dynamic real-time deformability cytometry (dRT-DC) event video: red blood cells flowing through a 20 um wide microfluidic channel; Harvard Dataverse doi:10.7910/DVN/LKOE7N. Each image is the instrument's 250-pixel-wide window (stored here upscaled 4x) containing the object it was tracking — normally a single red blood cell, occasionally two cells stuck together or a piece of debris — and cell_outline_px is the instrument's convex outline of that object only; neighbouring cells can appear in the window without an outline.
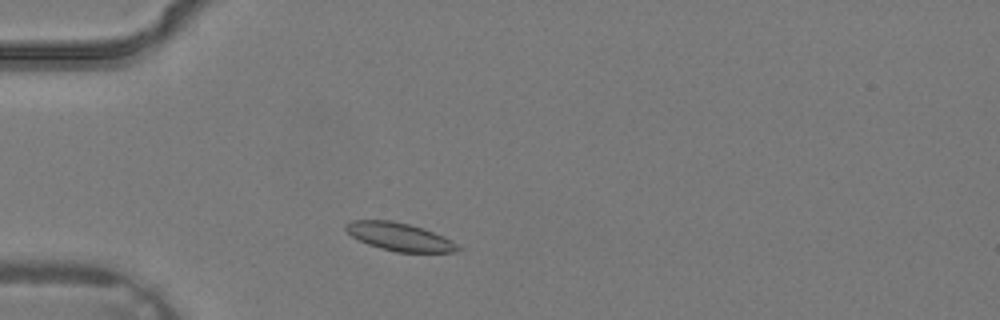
{"species": "common noctule bat (a hibernating species)", "species_latin": "Nyctalus noctula", "temperature_condition": "warm", "stored_images_in_passage": 1, "camera_frame_rate_fps": 3000, "um_per_image_px": 0.085, "animal": {"sex": "male", "body_mass_g": 19.2, "forearm_length_mm": 51.8}, "frame": {"image": 1, "passage_image": 1, "time_ms": 0.0, "image_size_px": [1000, 320], "cell_outline_px": [[464, 248], [456, 252], [396, 252], [380, 248], [368, 244], [352, 236], [344, 228], [344, 224], [352, 220], [392, 220], [424, 228], [444, 236]], "centroid_in_image_um": [33.98, 20.12], "position_along_channel_um": 51.0, "area_um2": 18.38}}